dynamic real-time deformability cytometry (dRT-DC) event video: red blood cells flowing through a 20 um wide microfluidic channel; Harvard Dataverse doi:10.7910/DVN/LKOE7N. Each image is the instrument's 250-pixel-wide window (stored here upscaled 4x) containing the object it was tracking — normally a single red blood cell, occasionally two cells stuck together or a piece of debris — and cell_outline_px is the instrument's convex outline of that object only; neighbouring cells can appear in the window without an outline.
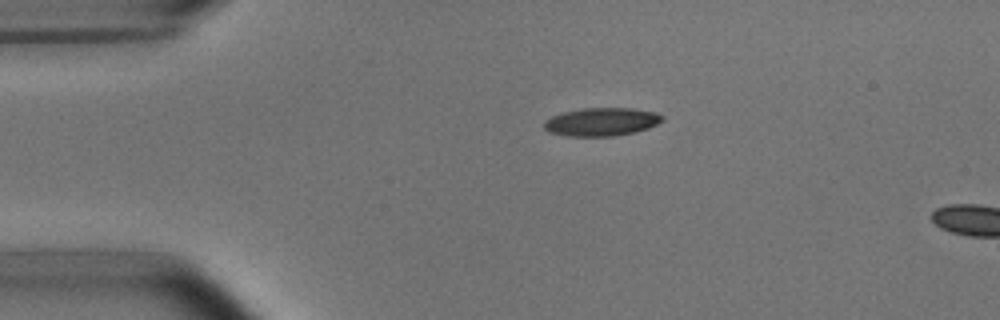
{"species": "common noctule bat (a hibernating species)", "species_latin": "Nyctalus noctula", "temperature_condition": "room temperature", "stored_images_in_passage": 43, "camera_frame_rate_fps": 3000, "um_per_image_px": 0.085, "animal": {"sex": "male", "body_mass_g": 15.6}, "frame": {"image": 1, "passage_image": 1, "time_ms": 0.0, "image_size_px": [1000, 320], "cell_outline_px": [[664, 120], [648, 128], [636, 132], [616, 136], [568, 136], [548, 132], [544, 128], [544, 120], [552, 116], [564, 112], [584, 108], [632, 108], [656, 112], [664, 116]], "centroid_in_image_um": [51.14, 10.36], "position_along_channel_um": 33.9, "area_um2": 19.54}}
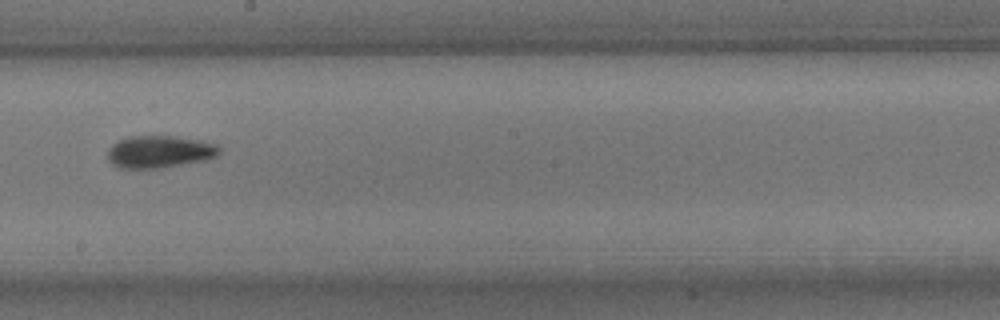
{"frame": {"image": 2, "passage_image": 20, "time_ms": 6.333, "image_size_px": [1000, 320], "cell_outline_px": [[220, 152], [216, 156], [204, 160], [156, 168], [116, 168], [108, 160], [108, 148], [112, 144], [128, 136], [172, 136], [200, 140], [216, 144], [220, 148]], "centroid_in_image_um": [13.52, 12.89], "position_along_channel_um": 234.7, "area_um2": 20.87}}
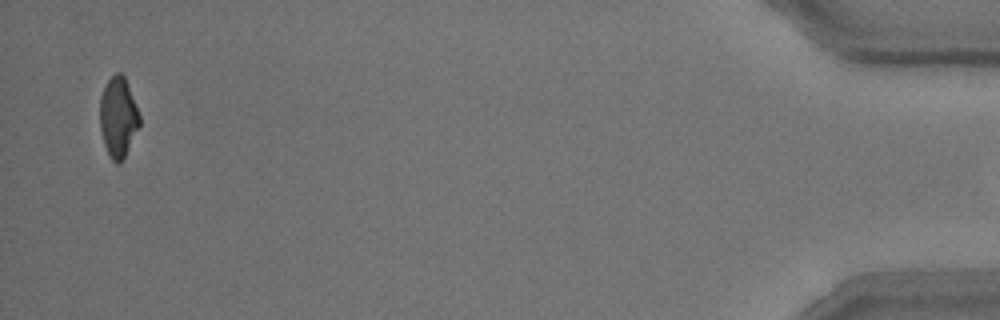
{"frame": {"image": 3, "passage_image": 42, "time_ms": 13.667, "image_size_px": [1000, 320], "cell_outline_px": [[140, 124], [124, 156], [116, 164], [112, 160], [104, 144], [100, 128], [100, 96], [104, 84], [116, 72], [120, 72], [124, 76], [140, 116]], "centroid_in_image_um": [10.02, 9.91], "position_along_channel_um": 425.2, "area_um2": 18.15}}